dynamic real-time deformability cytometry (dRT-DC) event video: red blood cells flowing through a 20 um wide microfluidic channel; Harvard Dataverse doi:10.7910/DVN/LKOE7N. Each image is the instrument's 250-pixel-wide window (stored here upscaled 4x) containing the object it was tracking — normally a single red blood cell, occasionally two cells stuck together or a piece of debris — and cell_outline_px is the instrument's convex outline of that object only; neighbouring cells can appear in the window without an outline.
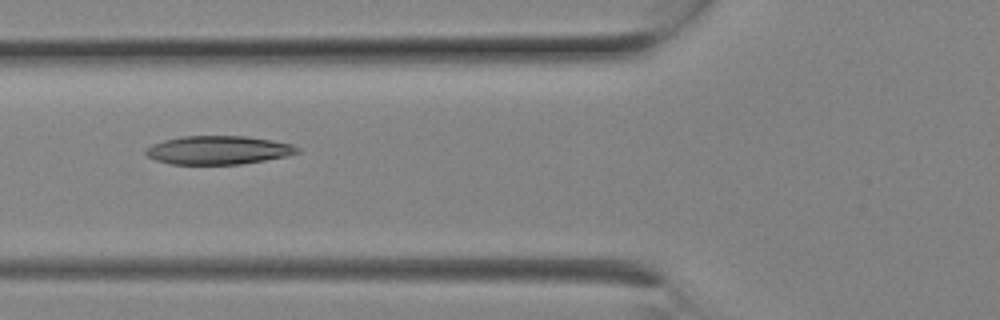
{"species": "Egyptian fruit bat (a non-hibernating species)", "species_latin": "Rousettus aegyptiacus", "temperature_condition": "room temperature", "stored_images_in_passage": 3, "camera_frame_rate_fps": 3000, "um_per_image_px": 0.085, "animal": {"sex": "female"}, "frame": {"image": 1, "passage_image": 2, "time_ms": 0.333, "image_size_px": [1000, 320], "cell_outline_px": [[300, 152], [288, 156], [240, 164], [172, 164], [156, 160], [148, 156], [144, 152], [144, 148], [152, 144], [164, 140], [180, 136], [244, 136], [272, 140], [292, 144], [300, 148]], "centroid_in_image_um": [18.55, 12.75], "position_along_channel_um": 107.3, "area_um2": 25.26}}
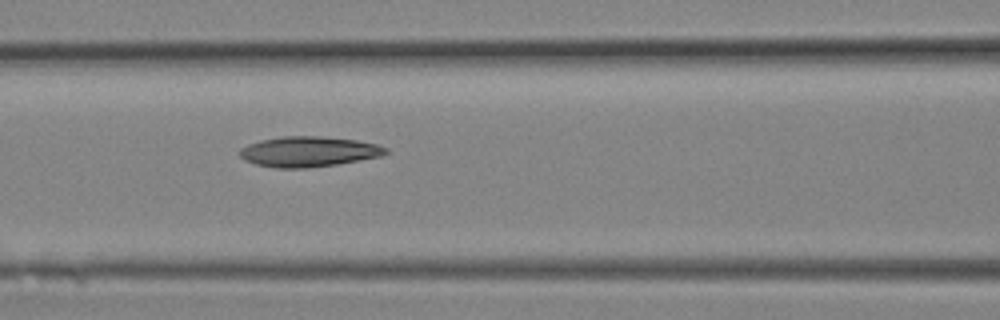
{"frame": {"image": 2, "passage_image": 3, "time_ms": 0.667, "image_size_px": [1000, 320], "cell_outline_px": [[388, 152], [380, 156], [336, 164], [308, 168], [276, 168], [256, 164], [244, 160], [240, 156], [240, 148], [248, 144], [260, 140], [284, 136], [320, 136], [356, 140], [376, 144], [388, 148]], "centroid_in_image_um": [26.2, 12.89], "position_along_channel_um": 140.4, "area_um2": 25.66}}